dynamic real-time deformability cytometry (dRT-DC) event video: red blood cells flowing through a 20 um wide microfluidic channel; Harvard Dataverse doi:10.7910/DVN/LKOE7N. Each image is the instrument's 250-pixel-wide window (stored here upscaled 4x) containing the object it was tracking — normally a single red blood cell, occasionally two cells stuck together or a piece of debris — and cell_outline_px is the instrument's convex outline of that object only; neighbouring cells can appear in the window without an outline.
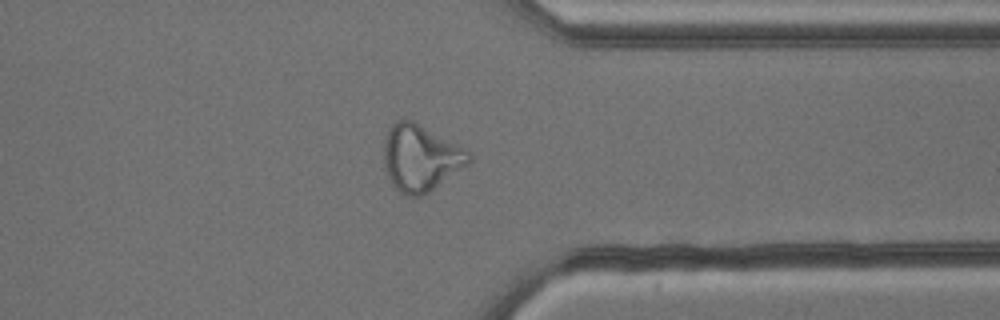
{"species": "common noctule bat (a hibernating species)", "species_latin": "Nyctalus noctula", "temperature_condition": "cold", "stored_images_in_passage": 42, "camera_frame_rate_fps": 3000, "um_per_image_px": 0.085, "animal": {"sex": "male", "body_mass_g": 13.3}, "frame": {"image": 1, "passage_image": 30, "time_ms": 9.667, "image_size_px": [1000, 320], "cell_outline_px": [[472, 160], [468, 164], [424, 196], [404, 196], [388, 180], [384, 164], [384, 144], [388, 128], [396, 120], [412, 120], [472, 152]], "centroid_in_image_um": [35.74, 13.44], "position_along_channel_um": 375.7, "area_um2": 33.0}}